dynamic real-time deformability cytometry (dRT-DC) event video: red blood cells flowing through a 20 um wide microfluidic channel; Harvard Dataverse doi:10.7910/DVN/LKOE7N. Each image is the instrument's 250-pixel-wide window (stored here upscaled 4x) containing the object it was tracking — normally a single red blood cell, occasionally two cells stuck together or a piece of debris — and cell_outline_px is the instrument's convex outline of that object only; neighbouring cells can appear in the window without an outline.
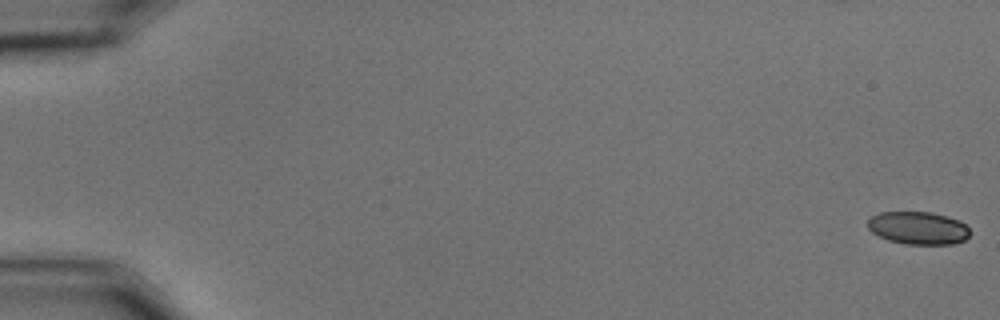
{"species": "common noctule bat (a hibernating species)", "species_latin": "Nyctalus noctula", "temperature_condition": "cold", "stored_images_in_passage": 17, "camera_frame_rate_fps": 3000, "um_per_image_px": 0.085, "animal": {"sex": "male", "body_mass_g": 15.6}, "frame": {"image": 1, "passage_image": 1, "time_ms": 0.0, "image_size_px": [1000, 320], "cell_outline_px": [[968, 236], [964, 240], [956, 244], [904, 244], [888, 240], [872, 232], [868, 228], [868, 220], [872, 216], [880, 212], [932, 212], [948, 216], [960, 220], [968, 228]], "centroid_in_image_um": [78.05, 19.38], "position_along_channel_um": 7.0, "area_um2": 19.54}}
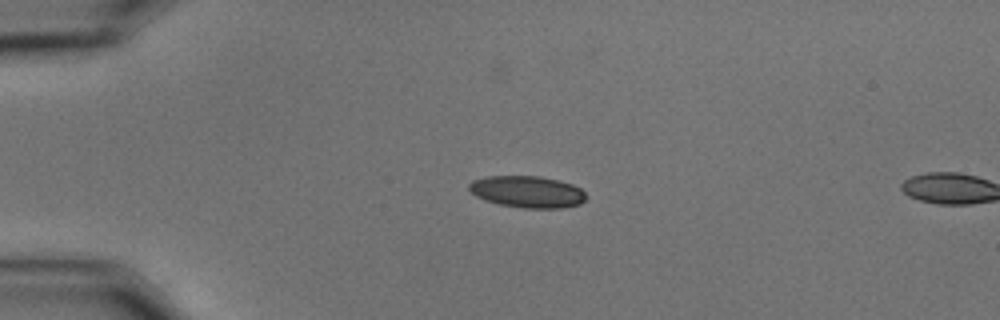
{"frame": {"image": 2, "passage_image": 15, "time_ms": 4.667, "image_size_px": [1000, 320], "cell_outline_px": [[588, 196], [580, 204], [560, 208], [524, 208], [500, 204], [484, 200], [476, 196], [468, 188], [468, 184], [472, 180], [488, 176], [540, 176], [572, 184], [580, 188]], "centroid_in_image_um": [44.82, 16.3], "position_along_channel_um": 40.2, "area_um2": 21.62}}